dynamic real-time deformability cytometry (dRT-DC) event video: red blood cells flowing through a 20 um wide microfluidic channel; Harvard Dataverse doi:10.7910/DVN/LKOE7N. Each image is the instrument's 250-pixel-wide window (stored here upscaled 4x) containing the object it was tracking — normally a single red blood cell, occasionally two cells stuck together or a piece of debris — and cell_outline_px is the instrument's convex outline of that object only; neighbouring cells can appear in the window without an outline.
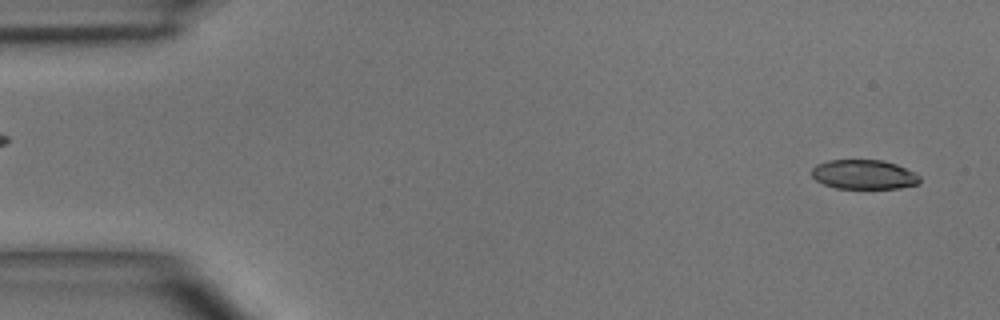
{"species": "common noctule bat (a hibernating species)", "species_latin": "Nyctalus noctula", "temperature_condition": "room temperature", "stored_images_in_passage": 5, "segment_of_instrument_passage": [2, 2], "camera_frame_rate_fps": 3000, "um_per_image_px": 0.085, "animal": {"sex": "male", "body_mass_g": 15.6}, "frame": {"image": 1, "passage_image": 5, "time_ms": 4.333, "image_size_px": [1000, 320], "cell_outline_px": [[920, 180], [916, 184], [900, 188], [836, 188], [824, 184], [816, 180], [812, 176], [812, 168], [816, 164], [828, 160], [880, 160], [896, 164], [920, 176]], "centroid_in_image_um": [73.39, 14.83], "position_along_channel_um": 11.6, "area_um2": 18.32}}